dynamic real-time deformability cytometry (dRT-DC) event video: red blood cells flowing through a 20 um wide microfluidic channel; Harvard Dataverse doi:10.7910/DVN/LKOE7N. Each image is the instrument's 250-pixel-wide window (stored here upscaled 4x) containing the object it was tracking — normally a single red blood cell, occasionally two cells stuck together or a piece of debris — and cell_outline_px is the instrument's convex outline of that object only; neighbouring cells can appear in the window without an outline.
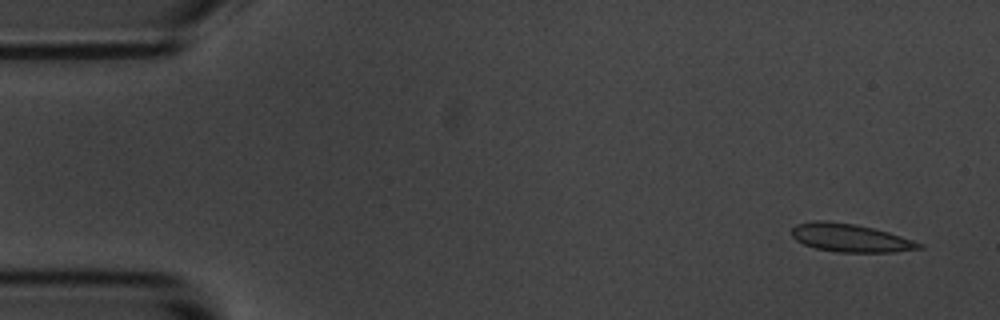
{"species": "common noctule bat (a hibernating species)", "species_latin": "Nyctalus noctula", "temperature_condition": "room temperature", "stored_images_in_passage": 10, "camera_frame_rate_fps": 3000, "um_per_image_px": 0.085, "animal": {"sex": "male", "body_mass_g": 20.1, "forearm_length_mm": 53.5}, "frame": {"image": 1, "passage_image": 1, "time_ms": 0.0, "image_size_px": [1000, 320], "cell_outline_px": [[924, 248], [892, 252], [836, 252], [816, 248], [804, 244], [796, 240], [792, 236], [792, 228], [796, 224], [816, 220], [828, 220], [852, 224], [872, 228], [888, 232], [912, 240], [920, 244]], "centroid_in_image_um": [72.23, 20.22], "position_along_channel_um": 12.8, "area_um2": 20.63}}
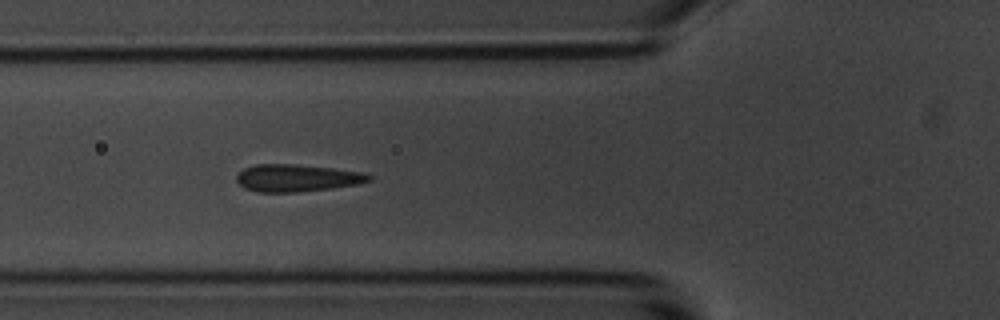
{"frame": {"image": 2, "passage_image": 5, "time_ms": 5.667, "image_size_px": [1000, 320], "cell_outline_px": [[372, 180], [356, 184], [328, 188], [296, 192], [256, 192], [244, 188], [236, 180], [236, 176], [244, 168], [256, 164], [296, 164], [332, 168], [364, 172], [372, 176]], "centroid_in_image_um": [25.21, 15.12], "position_along_channel_um": 100.6, "area_um2": 20.92}}
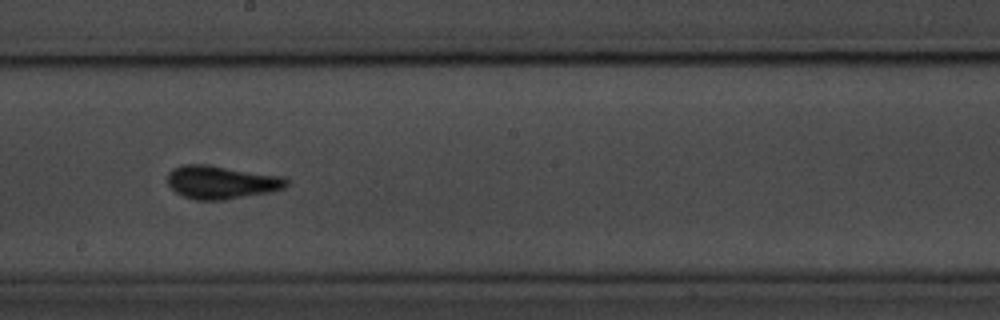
{"frame": {"image": 3, "passage_image": 8, "time_ms": 9.333, "image_size_px": [1000, 320], "cell_outline_px": [[288, 184], [284, 188], [268, 192], [224, 200], [196, 200], [184, 196], [176, 192], [168, 184], [168, 172], [172, 168], [180, 164], [204, 164], [288, 176]], "centroid_in_image_um": [18.83, 15.47], "position_along_channel_um": 229.4, "area_um2": 23.24}}